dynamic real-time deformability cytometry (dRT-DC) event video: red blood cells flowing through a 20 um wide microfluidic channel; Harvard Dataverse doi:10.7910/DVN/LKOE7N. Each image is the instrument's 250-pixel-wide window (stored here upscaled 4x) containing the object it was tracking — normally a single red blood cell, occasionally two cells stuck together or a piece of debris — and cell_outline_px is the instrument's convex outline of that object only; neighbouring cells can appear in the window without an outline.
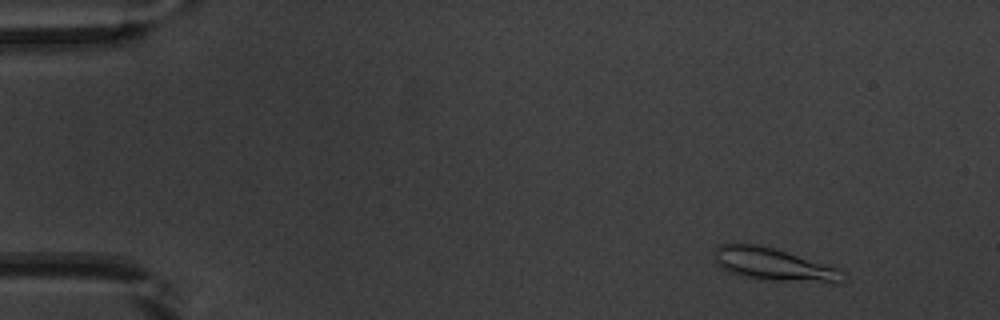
{"species": "common noctule bat (a hibernating species)", "species_latin": "Nyctalus noctula", "temperature_condition": "warm", "stored_images_in_passage": 51, "camera_frame_rate_fps": 3000, "um_per_image_px": 0.085, "animal": {"sex": "male", "body_mass_g": 20.1, "forearm_length_mm": 53.5}, "frame": {"image": 1, "passage_image": 4, "time_ms": 1.0, "image_size_px": [1000, 320], "cell_outline_px": [[848, 276], [840, 284], [836, 284], [764, 280], [740, 276], [720, 268], [716, 264], [712, 252], [720, 244], [760, 244], [776, 248], [836, 268], [844, 272]], "centroid_in_image_um": [65.78, 22.5], "position_along_channel_um": 19.2, "area_um2": 25.09}}
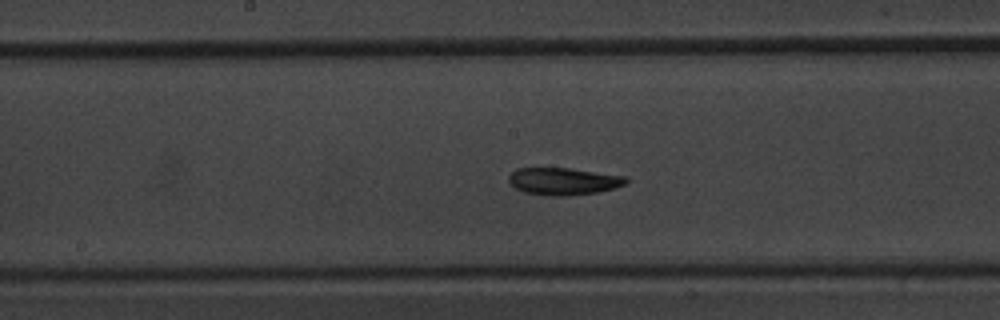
{"frame": {"image": 2, "passage_image": 26, "time_ms": 8.333, "image_size_px": [1000, 320], "cell_outline_px": [[628, 184], [616, 188], [596, 192], [564, 196], [544, 196], [524, 192], [516, 188], [508, 180], [508, 176], [516, 168], [572, 168], [624, 176], [628, 180]], "centroid_in_image_um": [47.9, 15.41], "position_along_channel_um": 200.3, "area_um2": 18.73}}
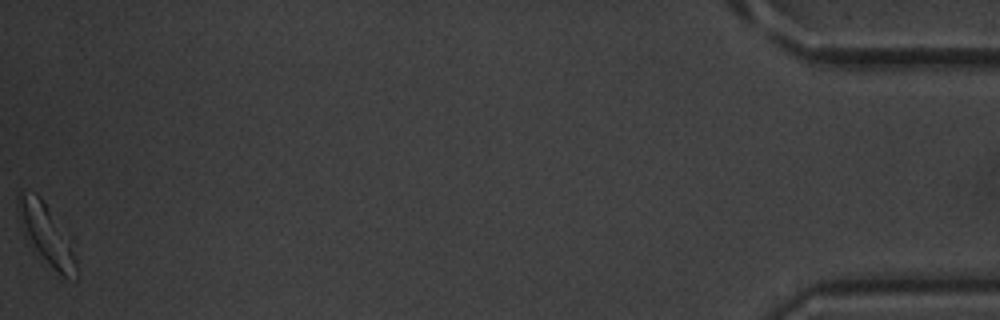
{"frame": {"image": 3, "passage_image": 51, "time_ms": 16.667, "image_size_px": [1000, 320], "cell_outline_px": [[76, 280], [64, 276], [28, 244], [16, 212], [16, 192], [36, 192], [40, 196], [72, 236], [76, 260]], "centroid_in_image_um": [3.94, 19.81], "position_along_channel_um": 431.3, "area_um2": 21.04}, "authors_computed_cell_mechanics": {"area_um2": 18.9006, "velocity_mm_per_s": 3.8754, "shape_relaxation_time_tau1_ms": 2.5456, "shape_relaxation_time_tau2_ms": 2.4313, "deformation_change_tau1": 0.1415, "deformation_change_tau2": 0.0822}}